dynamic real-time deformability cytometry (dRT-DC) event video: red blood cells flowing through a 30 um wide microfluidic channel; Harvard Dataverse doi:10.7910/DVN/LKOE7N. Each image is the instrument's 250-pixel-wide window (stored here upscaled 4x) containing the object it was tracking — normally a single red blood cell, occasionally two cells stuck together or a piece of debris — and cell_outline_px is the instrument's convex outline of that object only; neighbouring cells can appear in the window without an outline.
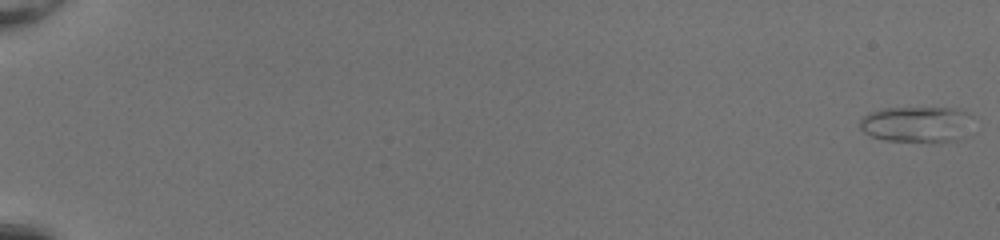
{"species": "common noctule bat (a hibernating species)", "species_latin": "Nyctalus noctula", "temperature_condition": "room temperature", "stored_images_in_passage": 52, "camera_frame_rate_fps": 3000, "um_per_image_px": 0.085, "animal": {"sex": "female", "body_mass_g": 20.0, "forearm_length_mm": 54.0}, "frame": {"image": 1, "passage_image": 1, "time_ms": 0.0, "image_size_px": [1000, 240], "cell_outline_px": [[972, 116], [960, 136], [956, 140], [932, 144], [884, 140], [872, 136], [864, 132], [860, 128], [860, 116], [868, 112], [880, 108], [956, 108], [968, 112]], "centroid_in_image_um": [77.83, 10.57], "position_along_channel_um": 7.2, "area_um2": 23.99}}
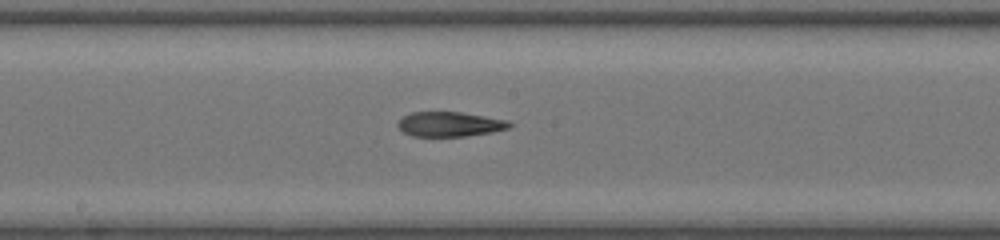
{"frame": {"image": 2, "passage_image": 31, "time_ms": 10.0, "image_size_px": [1000, 240], "cell_outline_px": [[512, 124], [508, 128], [492, 132], [464, 136], [412, 136], [404, 132], [396, 124], [404, 116], [412, 112], [460, 112], [508, 120]], "centroid_in_image_um": [38.23, 10.55], "position_along_channel_um": 210.0, "area_um2": 15.9}}
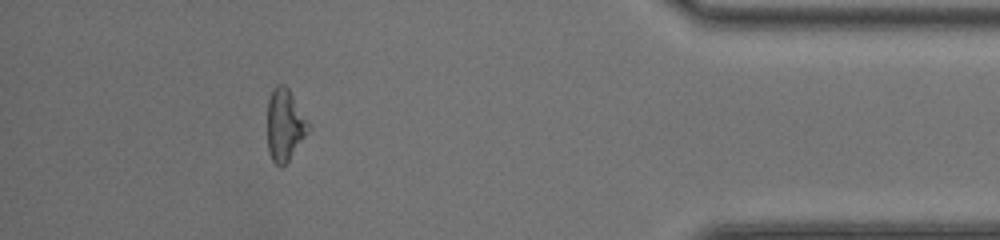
{"frame": {"image": 3, "passage_image": 48, "time_ms": 15.667, "image_size_px": [1000, 240], "cell_outline_px": [[312, 128], [288, 160], [280, 168], [272, 160], [268, 152], [268, 100], [272, 88], [276, 84], [284, 84], [288, 88], [308, 120]], "centroid_in_image_um": [24.22, 10.61], "position_along_channel_um": 411.0, "area_um2": 17.28}, "authors_computed_cell_mechanics": {"area_um2": 17.629, "velocity_mm_per_s": 4.2241, "shape_relaxation_time_tau1_ms": null, "shape_relaxation_time_tau2_ms": 3.7169, "deformation_change_tau1": null, "deformation_change_tau2": 0.1182}}